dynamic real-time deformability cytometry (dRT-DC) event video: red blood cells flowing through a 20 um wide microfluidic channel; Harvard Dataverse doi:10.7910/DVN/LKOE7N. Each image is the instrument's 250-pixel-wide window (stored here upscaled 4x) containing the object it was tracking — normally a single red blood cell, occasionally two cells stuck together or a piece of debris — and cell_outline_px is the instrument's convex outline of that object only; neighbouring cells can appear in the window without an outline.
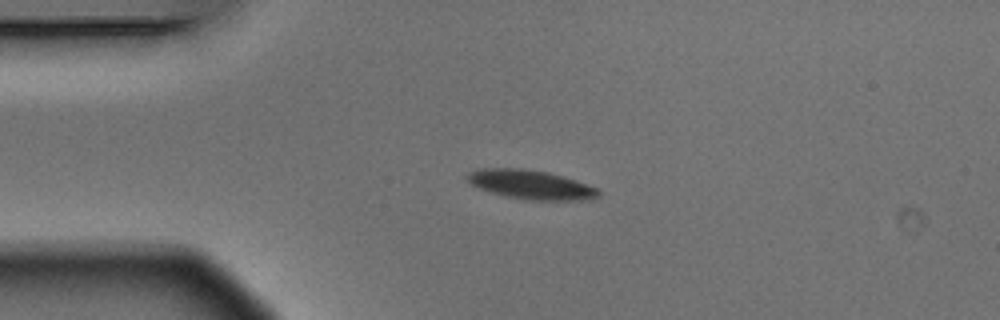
{"species": "Egyptian fruit bat (a non-hibernating species)", "species_latin": "Rousettus aegyptiacus", "temperature_condition": "warm", "stored_images_in_passage": 4, "camera_frame_rate_fps": 3000, "um_per_image_px": 0.085, "animal": {"sex": "male"}, "frame": {"image": 1, "passage_image": 4, "time_ms": 1.0, "image_size_px": [1000, 320], "cell_outline_px": [[600, 196], [588, 200], [524, 200], [504, 196], [480, 188], [472, 184], [464, 176], [480, 168], [520, 168], [548, 172], [564, 176], [600, 188]], "centroid_in_image_um": [45.18, 15.7], "position_along_channel_um": 39.8, "area_um2": 22.43}}